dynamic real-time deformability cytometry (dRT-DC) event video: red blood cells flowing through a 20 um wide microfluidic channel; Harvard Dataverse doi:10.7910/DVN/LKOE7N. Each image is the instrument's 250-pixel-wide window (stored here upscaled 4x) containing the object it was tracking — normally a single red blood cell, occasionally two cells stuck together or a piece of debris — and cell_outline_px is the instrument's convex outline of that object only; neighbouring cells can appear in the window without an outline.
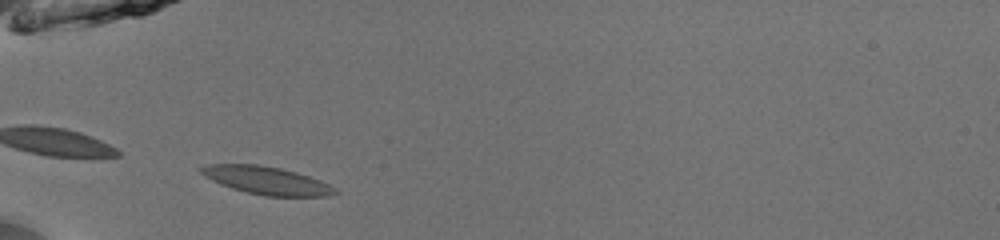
{"species": "common noctule bat (a hibernating species)", "species_latin": "Nyctalus noctula", "temperature_condition": "room temperature", "stored_images_in_passage": 35, "camera_frame_rate_fps": 3000, "um_per_image_px": 0.085, "animal": {"sex": "male", "body_mass_g": 13.0, "forearm_length_mm": 53.1}, "frame": {"image": 1, "passage_image": 1, "time_ms": 0.0, "image_size_px": [1000, 240], "cell_outline_px": [[340, 192], [328, 196], [264, 196], [232, 188], [220, 184], [204, 176], [200, 172], [200, 168], [204, 164], [256, 164], [280, 168], [296, 172], [320, 180], [336, 188]], "centroid_in_image_um": [22.66, 15.34], "position_along_channel_um": 62.3, "area_um2": 21.68}}
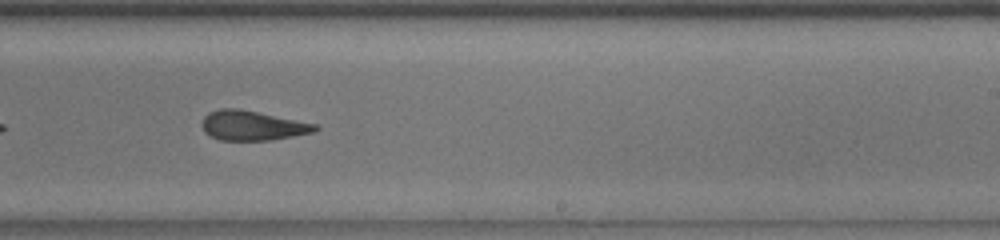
{"frame": {"image": 2, "passage_image": 17, "time_ms": 5.333, "image_size_px": [1000, 240], "cell_outline_px": [[320, 128], [312, 132], [272, 140], [220, 140], [204, 132], [200, 124], [204, 116], [208, 112], [220, 108], [236, 108], [320, 124]], "centroid_in_image_um": [21.45, 10.66], "position_along_channel_um": 267.6, "area_um2": 19.65}}
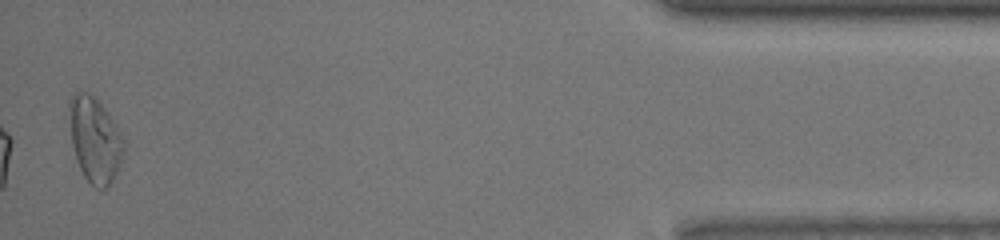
{"frame": {"image": 3, "passage_image": 34, "time_ms": 11.0, "image_size_px": [1000, 240], "cell_outline_px": [[124, 152], [120, 164], [112, 180], [104, 188], [96, 188], [84, 176], [76, 160], [72, 144], [68, 108], [68, 100], [76, 92], [88, 92], [96, 96], [100, 100], [124, 136]], "centroid_in_image_um": [8.07, 11.81], "position_along_channel_um": 427.1, "area_um2": 27.28}, "authors_computed_cell_mechanics": {"area_um2": 20.5768, "velocity_mm_per_s": 3.9713, "shape_relaxation_time_tau1_ms": 10.5369, "shape_relaxation_time_tau2_ms": 2.3285, "deformation_change_tau1": 0.2449, "deformation_change_tau2": 0.1036}}